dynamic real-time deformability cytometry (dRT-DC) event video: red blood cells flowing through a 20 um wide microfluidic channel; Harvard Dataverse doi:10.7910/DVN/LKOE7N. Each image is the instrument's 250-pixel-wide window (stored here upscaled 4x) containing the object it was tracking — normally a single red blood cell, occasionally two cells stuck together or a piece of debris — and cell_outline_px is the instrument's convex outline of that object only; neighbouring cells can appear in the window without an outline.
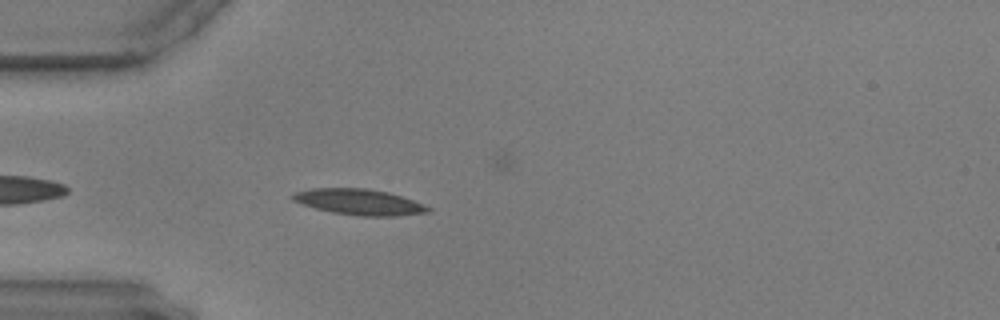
{"species": "common noctule bat (a hibernating species)", "species_latin": "Nyctalus noctula", "temperature_condition": "warm", "stored_images_in_passage": 12, "camera_frame_rate_fps": 3000, "um_per_image_px": 0.085, "animal": {"sex": "male", "body_mass_g": 17.9, "forearm_length_mm": 54.2}, "frame": {"image": 1, "passage_image": 4, "time_ms": 1.0, "image_size_px": [1000, 320], "cell_outline_px": [[432, 212], [396, 216], [360, 216], [332, 212], [316, 208], [292, 200], [292, 196], [296, 192], [312, 188], [364, 188], [388, 192], [412, 200], [432, 208]], "centroid_in_image_um": [30.57, 17.17], "position_along_channel_um": 54.4, "area_um2": 20.17}}
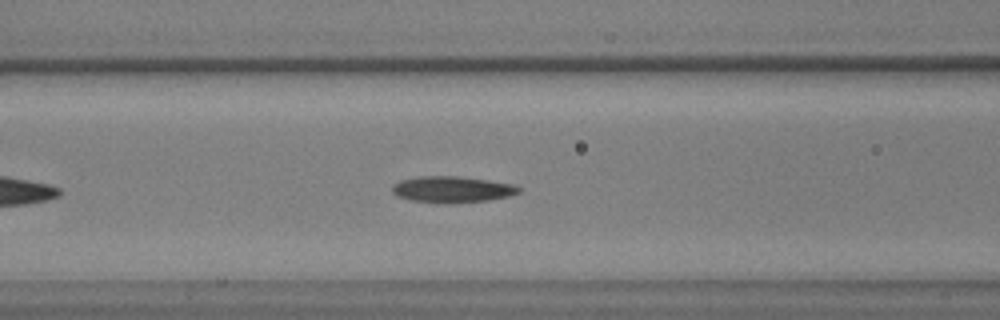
{"frame": {"image": 2, "passage_image": 11, "time_ms": 3.333, "image_size_px": [1000, 320], "cell_outline_px": [[520, 192], [508, 196], [488, 200], [448, 204], [440, 204], [412, 200], [396, 196], [392, 192], [392, 184], [400, 180], [416, 176], [456, 176], [488, 180], [512, 184], [520, 188]], "centroid_in_image_um": [38.37, 16.1], "position_along_channel_um": 128.2, "area_um2": 19.54}}